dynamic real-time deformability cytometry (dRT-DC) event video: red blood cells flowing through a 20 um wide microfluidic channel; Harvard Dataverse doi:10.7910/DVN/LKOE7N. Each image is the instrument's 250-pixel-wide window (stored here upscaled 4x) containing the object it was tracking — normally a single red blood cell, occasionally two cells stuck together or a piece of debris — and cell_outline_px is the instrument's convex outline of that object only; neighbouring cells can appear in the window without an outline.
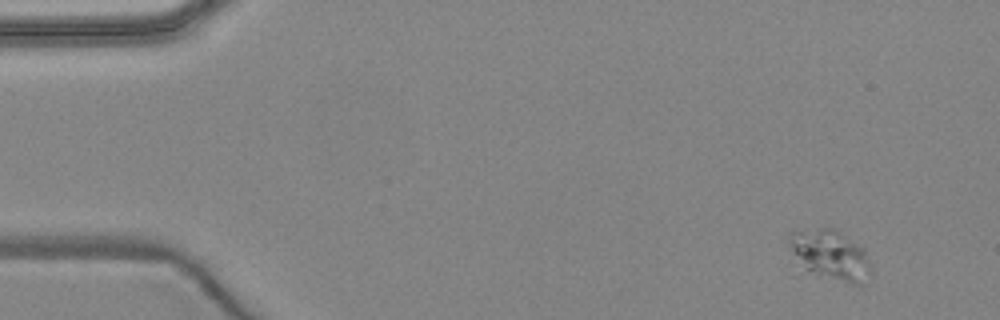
{"species": "common noctule bat (a hibernating species)", "species_latin": "Nyctalus noctula", "temperature_condition": "warm", "stored_images_in_passage": 2, "camera_frame_rate_fps": 3000, "um_per_image_px": 0.085, "animal": {"sex": "female", "body_mass_g": 24.6, "forearm_length_mm": 56.2}, "frame": {"image": 1, "passage_image": 1, "time_ms": 0.0, "image_size_px": [1000, 320], "cell_outline_px": [[868, 268], [860, 284], [852, 284], [820, 276], [808, 268], [788, 244], [788, 232], [820, 228], [836, 228], [864, 248], [868, 264]], "centroid_in_image_um": [70.57, 21.6], "position_along_channel_um": 14.4, "area_um2": 22.6}}